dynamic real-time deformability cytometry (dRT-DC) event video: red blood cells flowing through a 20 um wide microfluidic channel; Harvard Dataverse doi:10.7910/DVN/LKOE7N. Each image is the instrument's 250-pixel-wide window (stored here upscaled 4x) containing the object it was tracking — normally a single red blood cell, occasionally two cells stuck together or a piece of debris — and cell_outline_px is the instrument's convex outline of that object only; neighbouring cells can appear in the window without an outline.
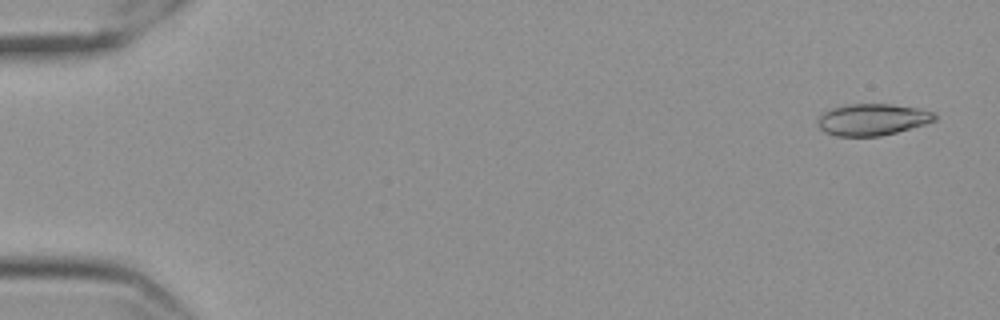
{"species": "Egyptian fruit bat (a non-hibernating species)", "species_latin": "Rousettus aegyptiacus", "temperature_condition": "cold", "stored_images_in_passage": 58, "camera_frame_rate_fps": 3000, "um_per_image_px": 0.085, "frame": {"image": 1, "passage_image": 3, "time_ms": 0.667, "image_size_px": [1000, 320], "cell_outline_px": [[936, 120], [924, 124], [896, 132], [880, 136], [836, 136], [824, 132], [816, 124], [816, 120], [824, 112], [832, 108], [848, 104], [892, 104], [920, 108], [936, 112]], "centroid_in_image_um": [74.15, 10.15], "position_along_channel_um": 10.9, "area_um2": 21.68}}
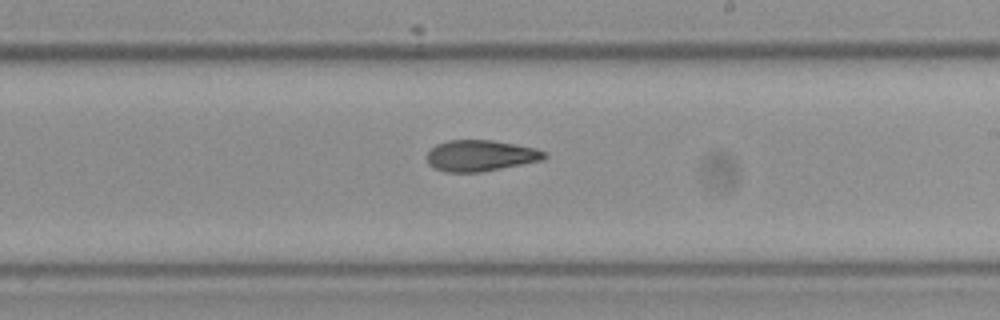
{"frame": {"image": 2, "passage_image": 35, "time_ms": 11.333, "image_size_px": [1000, 320], "cell_outline_px": [[548, 156], [544, 160], [480, 172], [448, 172], [436, 168], [428, 164], [428, 152], [436, 144], [448, 140], [492, 140], [536, 148], [548, 152]], "centroid_in_image_um": [40.89, 13.22], "position_along_channel_um": 248.1, "area_um2": 21.27}}
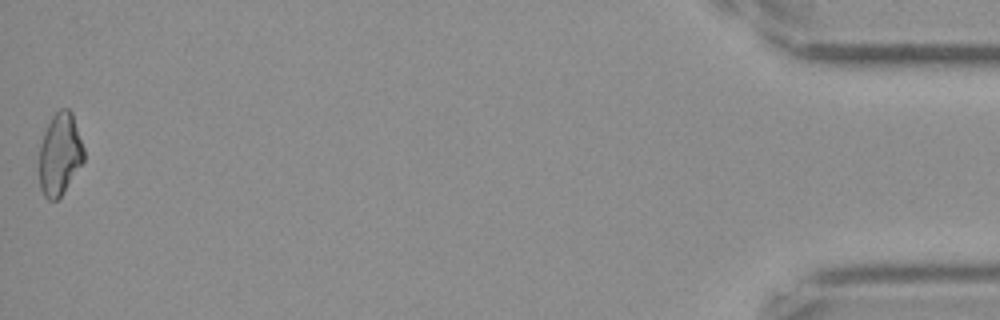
{"frame": {"image": 3, "passage_image": 58, "time_ms": 19.0, "image_size_px": [1000, 320], "cell_outline_px": [[84, 160], [60, 196], [56, 200], [48, 200], [44, 196], [40, 188], [40, 144], [44, 132], [52, 116], [60, 108], [68, 108], [72, 112], [84, 148]], "centroid_in_image_um": [5.08, 13.08], "position_along_channel_um": 430.1, "area_um2": 21.1}, "authors_computed_cell_mechanics": {"area_um2": 21.386, "velocity_mm_per_s": 3.5447, "shape_relaxation_time_tau1_ms": null, "shape_relaxation_time_tau2_ms": 4.6552, "deformation_change_tau1": null, "deformation_change_tau2": 0.1034}}